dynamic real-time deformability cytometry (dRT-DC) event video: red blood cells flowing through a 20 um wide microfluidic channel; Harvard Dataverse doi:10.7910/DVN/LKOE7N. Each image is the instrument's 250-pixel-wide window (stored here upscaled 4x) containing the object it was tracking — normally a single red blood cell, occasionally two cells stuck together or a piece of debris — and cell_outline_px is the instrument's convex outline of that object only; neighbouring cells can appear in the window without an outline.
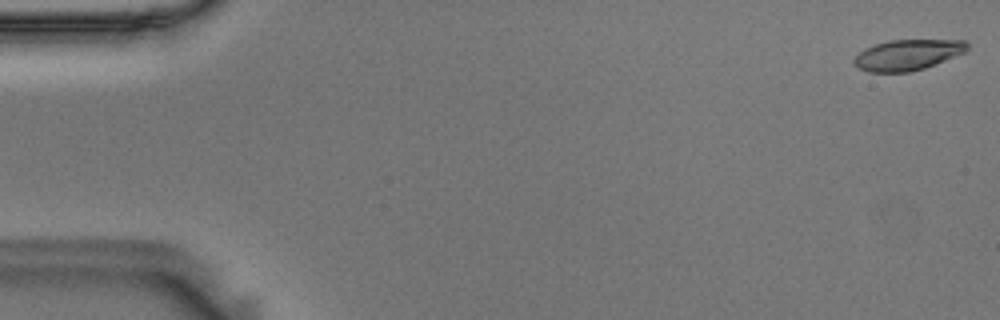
{"species": "Egyptian fruit bat (a non-hibernating species)", "species_latin": "Rousettus aegyptiacus", "temperature_condition": "room temperature", "stored_images_in_passage": 55, "camera_frame_rate_fps": 3000, "um_per_image_px": 0.085, "animal": {"sex": "male"}, "frame": {"image": 1, "passage_image": 1, "time_ms": 0.0, "image_size_px": [1000, 320], "cell_outline_px": [[968, 52], [924, 68], [908, 72], [868, 72], [860, 68], [852, 60], [864, 48], [888, 40], [968, 40]], "centroid_in_image_um": [77.2, 4.65], "position_along_channel_um": 7.8, "area_um2": 20.29}}
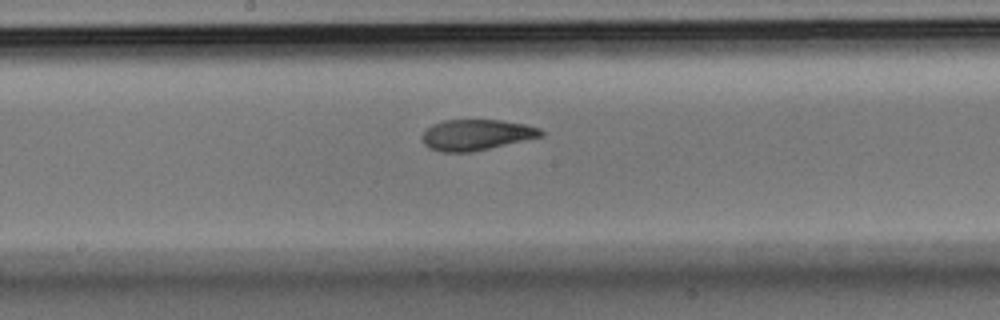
{"frame": {"image": 2, "passage_image": 29, "time_ms": 9.333, "image_size_px": [1000, 320], "cell_outline_px": [[544, 136], [472, 152], [440, 152], [428, 148], [424, 144], [424, 132], [432, 124], [444, 120], [500, 120], [524, 124], [540, 128], [544, 132]], "centroid_in_image_um": [40.51, 11.46], "position_along_channel_um": 207.7, "area_um2": 21.27}}
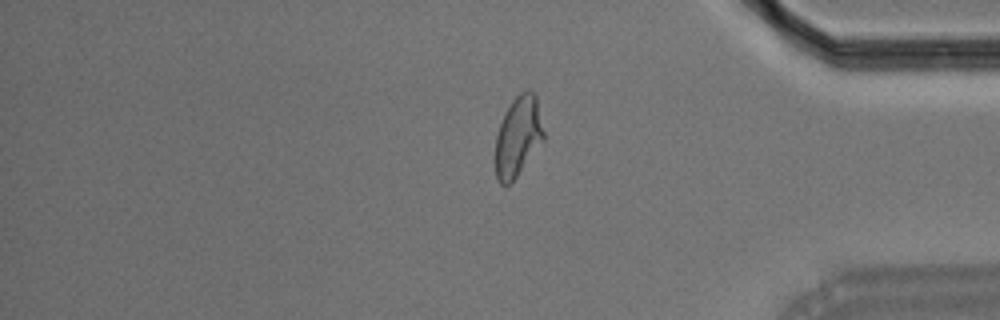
{"frame": {"image": 3, "passage_image": 46, "time_ms": 15.0, "image_size_px": [1000, 320], "cell_outline_px": [[544, 140], [516, 176], [508, 184], [500, 184], [496, 176], [496, 136], [504, 112], [512, 100], [520, 92], [528, 88], [536, 92], [544, 132]], "centroid_in_image_um": [44.05, 11.52], "position_along_channel_um": 391.1, "area_um2": 22.48}, "authors_computed_cell_mechanics": {"area_um2": 21.9062, "velocity_mm_per_s": 3.6361, "shape_relaxation_time_tau1_ms": 6.729, "shape_relaxation_time_tau2_ms": 1.9437, "deformation_change_tau1": 0.2034, "deformation_change_tau2": 0.0726}}